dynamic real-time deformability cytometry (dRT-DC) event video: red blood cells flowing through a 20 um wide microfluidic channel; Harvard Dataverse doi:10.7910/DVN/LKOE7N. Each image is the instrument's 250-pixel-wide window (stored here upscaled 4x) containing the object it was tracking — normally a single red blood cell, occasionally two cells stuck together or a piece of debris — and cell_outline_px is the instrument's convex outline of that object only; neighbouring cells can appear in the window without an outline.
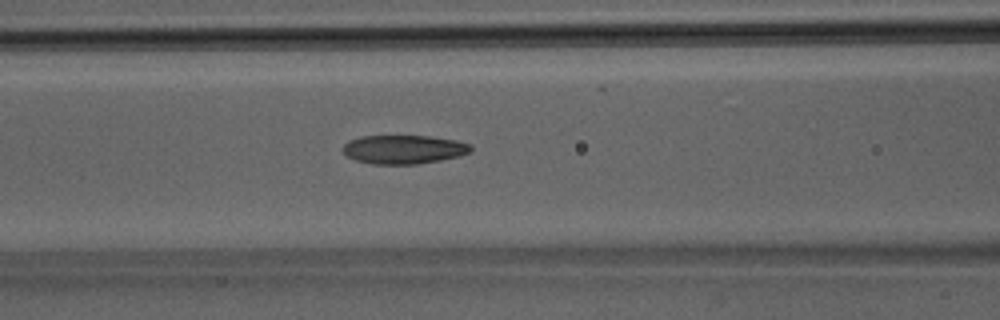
{"species": "Egyptian fruit bat (a non-hibernating species)", "species_latin": "Rousettus aegyptiacus", "temperature_condition": "room temperature", "stored_images_in_passage": 38, "segment_of_instrument_passage": [1, 2], "camera_frame_rate_fps": 3000, "um_per_image_px": 0.085, "animal": {"sex": "male"}, "frame": {"image": 1, "passage_image": 14, "time_ms": 4.333, "image_size_px": [1000, 320], "cell_outline_px": [[472, 152], [460, 156], [440, 160], [416, 164], [372, 164], [356, 160], [348, 156], [344, 152], [344, 144], [348, 140], [360, 136], [428, 136], [456, 140], [472, 144]], "centroid_in_image_um": [34.35, 12.69], "position_along_channel_um": 132.2, "area_um2": 21.5}}
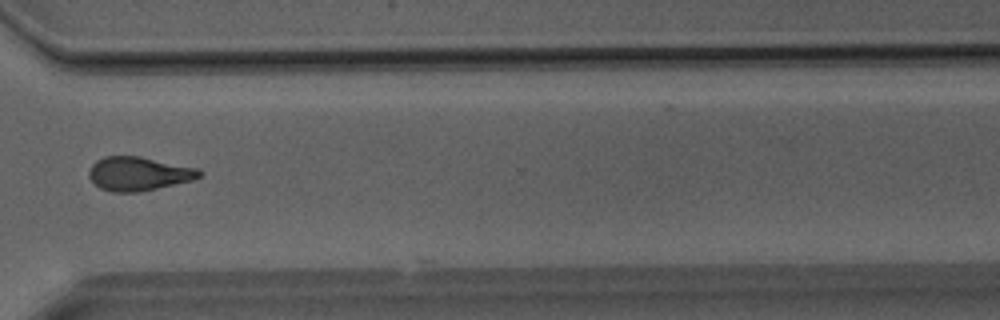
{"frame": {"image": 2, "passage_image": 27, "time_ms": 8.667, "image_size_px": [1000, 320], "cell_outline_px": [[204, 172], [200, 176], [192, 180], [140, 192], [112, 192], [100, 188], [88, 176], [88, 172], [92, 164], [96, 160], [104, 156], [140, 156], [200, 168]], "centroid_in_image_um": [11.8, 14.75], "position_along_channel_um": 358.8, "area_um2": 21.91}}
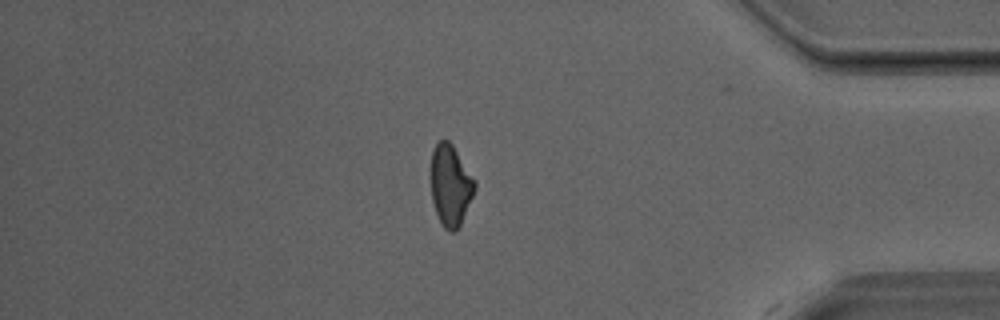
{"frame": {"image": 3, "passage_image": 31, "time_ms": 10.0, "image_size_px": [1000, 320], "cell_outline_px": [[476, 188], [460, 224], [452, 232], [448, 232], [440, 224], [432, 200], [432, 152], [436, 144], [440, 140], [448, 140], [452, 144], [476, 180]], "centroid_in_image_um": [38.3, 15.75], "position_along_channel_um": 396.9, "area_um2": 20.46}}